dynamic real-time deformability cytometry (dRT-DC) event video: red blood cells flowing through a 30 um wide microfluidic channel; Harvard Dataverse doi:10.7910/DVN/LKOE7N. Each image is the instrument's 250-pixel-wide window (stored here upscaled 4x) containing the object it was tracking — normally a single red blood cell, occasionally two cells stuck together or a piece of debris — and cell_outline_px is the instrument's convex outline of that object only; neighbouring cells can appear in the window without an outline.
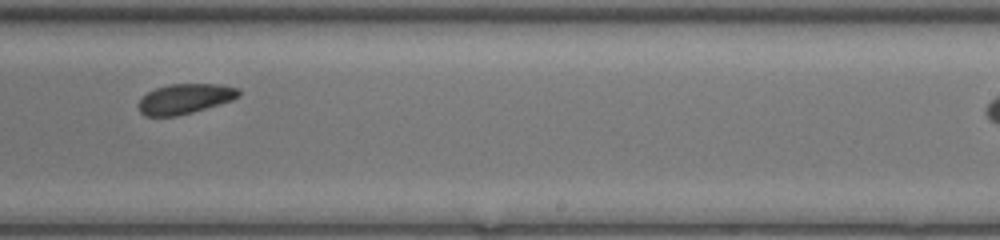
{"species": "common noctule bat (a hibernating species)", "species_latin": "Nyctalus noctula", "temperature_condition": "room temperature", "stored_images_in_passage": 25, "camera_frame_rate_fps": 3000, "um_per_image_px": 0.085, "animal": {"sex": "female", "body_mass_g": 17.0, "forearm_length_mm": 48.0}, "frame": {"image": 1, "passage_image": 15, "time_ms": 4.667, "image_size_px": [1000, 240], "cell_outline_px": [[240, 96], [232, 100], [192, 112], [176, 116], [144, 116], [140, 112], [140, 100], [148, 92], [156, 88], [168, 84], [220, 84], [240, 88]], "centroid_in_image_um": [15.75, 8.39], "position_along_channel_um": 273.2, "area_um2": 17.4}}
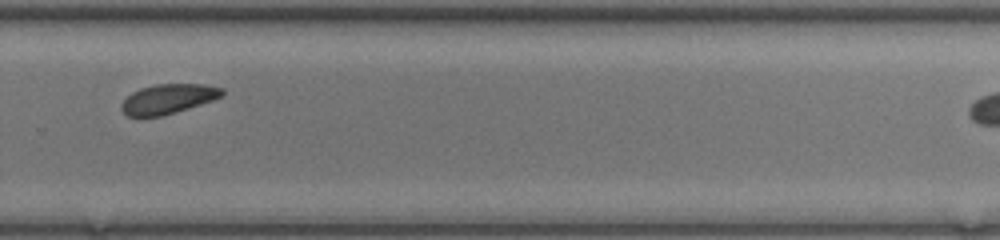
{"frame": {"image": 2, "passage_image": 18, "time_ms": 5.667, "image_size_px": [1000, 240], "cell_outline_px": [[224, 92], [220, 96], [212, 100], [160, 116], [128, 116], [120, 108], [120, 104], [132, 92], [140, 88], [156, 84], [204, 84], [224, 88]], "centroid_in_image_um": [14.26, 8.39], "position_along_channel_um": 315.5, "area_um2": 17.05}}